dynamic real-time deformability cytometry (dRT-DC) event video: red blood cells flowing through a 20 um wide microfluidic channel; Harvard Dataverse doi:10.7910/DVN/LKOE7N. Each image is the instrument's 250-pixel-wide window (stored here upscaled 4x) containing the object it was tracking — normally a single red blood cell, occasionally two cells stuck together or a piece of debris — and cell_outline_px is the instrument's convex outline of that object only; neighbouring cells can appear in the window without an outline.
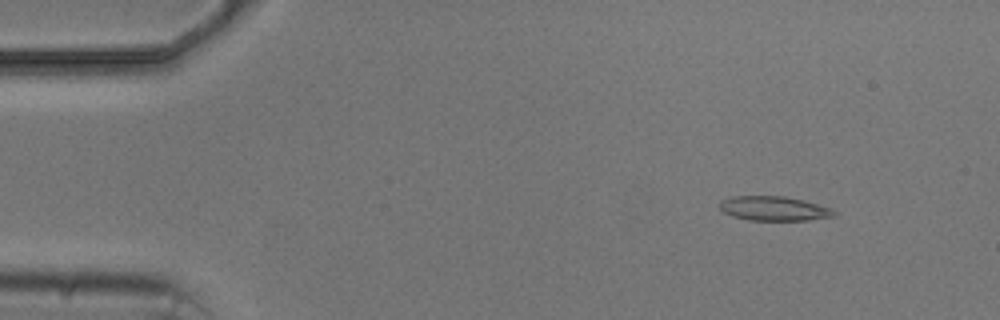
{"species": "common noctule bat (a hibernating species)", "species_latin": "Nyctalus noctula", "temperature_condition": "cold", "stored_images_in_passage": 4, "camera_frame_rate_fps": 3000, "um_per_image_px": 0.085, "animal": {"sex": "male", "body_mass_g": 20.5, "forearm_length_mm": 52.5}, "frame": {"image": 1, "passage_image": 1, "time_ms": 0.0, "image_size_px": [1000, 320], "cell_outline_px": [[836, 216], [808, 220], [748, 220], [732, 216], [724, 212], [720, 208], [720, 200], [732, 196], [784, 196], [804, 200], [832, 208], [836, 212]], "centroid_in_image_um": [65.8, 17.72], "position_along_channel_um": 19.2, "area_um2": 16.36}}
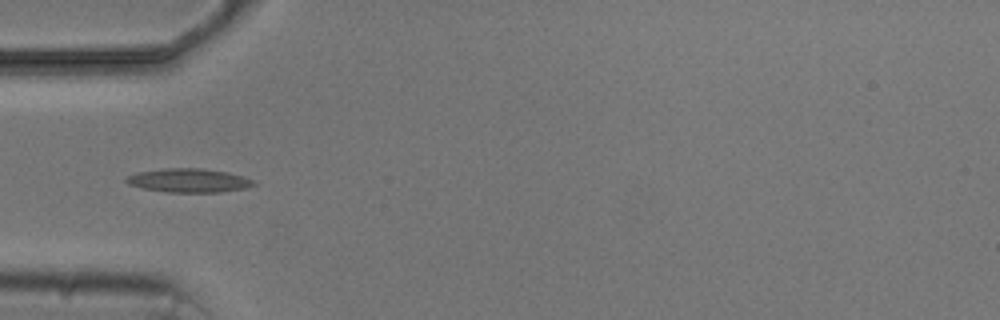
{"frame": {"image": 2, "passage_image": 3, "time_ms": 3.667, "image_size_px": [1000, 320], "cell_outline_px": [[256, 184], [244, 188], [220, 192], [168, 192], [144, 188], [128, 184], [124, 180], [128, 176], [136, 172], [164, 168], [204, 168], [228, 172], [252, 180]], "centroid_in_image_um": [16.01, 15.33], "position_along_channel_um": 69.0, "area_um2": 17.51}}
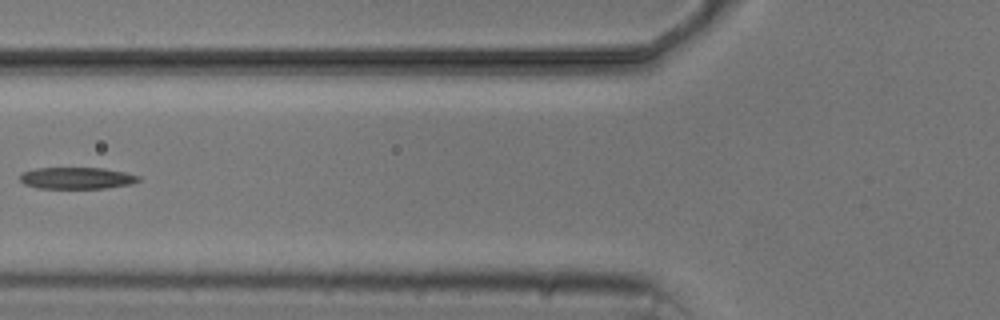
{"frame": {"image": 3, "passage_image": 4, "time_ms": 5.0, "image_size_px": [1000, 320], "cell_outline_px": [[140, 180], [132, 184], [104, 188], [36, 188], [24, 184], [20, 180], [20, 172], [36, 168], [104, 168], [124, 172], [140, 176]], "centroid_in_image_um": [6.5, 15.13], "position_along_channel_um": 119.3, "area_um2": 15.03}}